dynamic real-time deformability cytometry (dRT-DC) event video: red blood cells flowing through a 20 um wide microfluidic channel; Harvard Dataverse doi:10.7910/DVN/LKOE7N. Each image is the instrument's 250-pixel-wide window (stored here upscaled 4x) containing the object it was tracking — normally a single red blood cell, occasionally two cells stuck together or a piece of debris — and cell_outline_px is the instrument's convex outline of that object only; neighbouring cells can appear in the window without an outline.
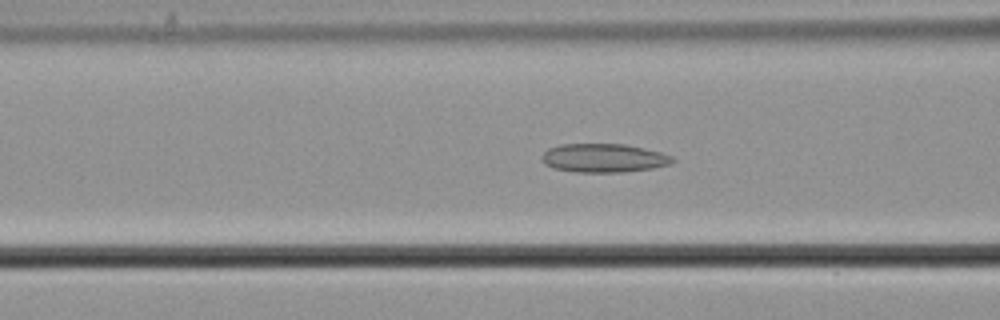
{"species": "common noctule bat (a hibernating species)", "species_latin": "Nyctalus noctula", "temperature_condition": "cold", "stored_images_in_passage": 43, "camera_frame_rate_fps": 3000, "um_per_image_px": 0.085, "animal": {"sex": "male", "body_mass_g": 21.5, "forearm_length_mm": 52.0}, "frame": {"image": 1, "passage_image": 16, "time_ms": 5.0, "image_size_px": [1000, 320], "cell_outline_px": [[676, 160], [672, 164], [652, 168], [624, 172], [576, 172], [556, 168], [544, 164], [544, 152], [548, 148], [560, 144], [624, 144], [644, 148], [660, 152], [672, 156]], "centroid_in_image_um": [51.37, 13.43], "position_along_channel_um": 115.2, "area_um2": 21.73}}
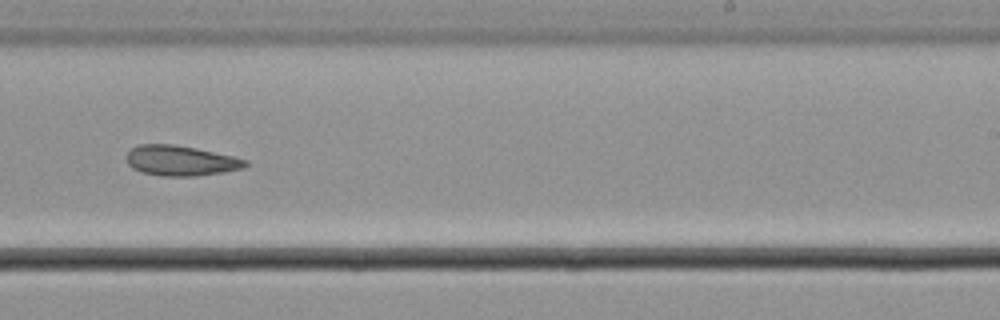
{"frame": {"image": 2, "passage_image": 29, "time_ms": 9.333, "image_size_px": [1000, 320], "cell_outline_px": [[248, 164], [244, 168], [224, 172], [196, 176], [160, 176], [140, 172], [132, 168], [128, 164], [128, 152], [132, 148], [140, 144], [172, 144], [196, 148], [232, 156], [248, 160]], "centroid_in_image_um": [15.37, 13.66], "position_along_channel_um": 273.6, "area_um2": 20.92}}
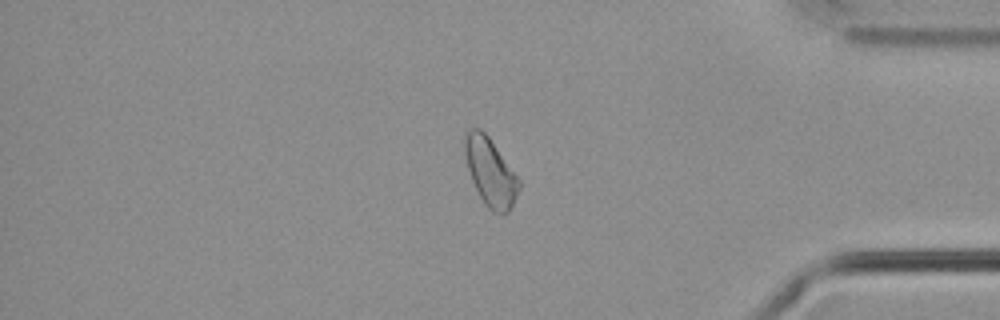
{"frame": {"image": 3, "passage_image": 41, "time_ms": 13.333, "image_size_px": [1000, 320], "cell_outline_px": [[520, 188], [508, 212], [504, 216], [500, 216], [492, 212], [484, 204], [472, 180], [468, 168], [464, 152], [464, 136], [472, 128], [480, 128], [488, 136], [520, 180]], "centroid_in_image_um": [41.68, 14.66], "position_along_channel_um": 393.5, "area_um2": 21.27}, "authors_computed_cell_mechanics": {"area_um2": 21.2704, "velocity_mm_per_s": 3.6574, "shape_relaxation_time_tau1_ms": null, "shape_relaxation_time_tau2_ms": 6.5984, "deformation_change_tau1": null, "deformation_change_tau2": 0.0906}}